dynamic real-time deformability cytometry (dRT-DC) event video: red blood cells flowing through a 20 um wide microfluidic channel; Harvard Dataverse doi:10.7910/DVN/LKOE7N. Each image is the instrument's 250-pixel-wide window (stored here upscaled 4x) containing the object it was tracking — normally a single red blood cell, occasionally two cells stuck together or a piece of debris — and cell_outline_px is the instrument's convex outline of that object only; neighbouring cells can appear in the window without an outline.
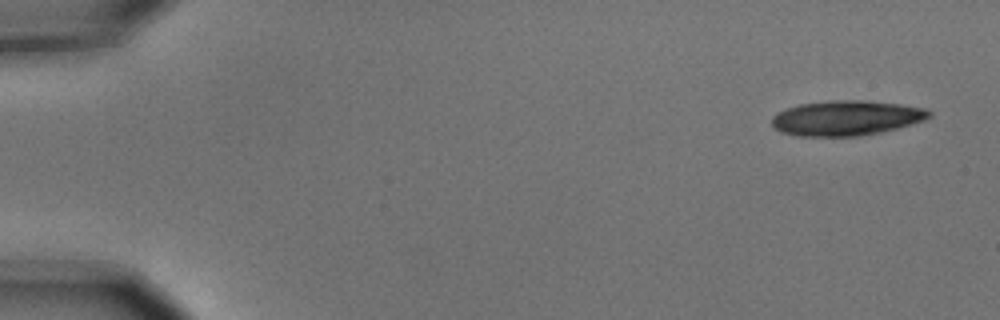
{"species": "common noctule bat (a hibernating species)", "species_latin": "Nyctalus noctula", "temperature_condition": "cold", "stored_images_in_passage": 6, "camera_frame_rate_fps": 3000, "um_per_image_px": 0.085, "animal": {"sex": "male", "body_mass_g": 15.6}, "frame": {"image": 1, "passage_image": 1, "time_ms": 0.0, "image_size_px": [1000, 320], "cell_outline_px": [[932, 116], [924, 120], [896, 128], [880, 132], [860, 136], [796, 136], [780, 132], [772, 124], [772, 116], [788, 108], [800, 104], [832, 100], [864, 100], [900, 104], [928, 108], [932, 112]], "centroid_in_image_um": [71.96, 10.03], "position_along_channel_um": 13.0, "area_um2": 32.08}}